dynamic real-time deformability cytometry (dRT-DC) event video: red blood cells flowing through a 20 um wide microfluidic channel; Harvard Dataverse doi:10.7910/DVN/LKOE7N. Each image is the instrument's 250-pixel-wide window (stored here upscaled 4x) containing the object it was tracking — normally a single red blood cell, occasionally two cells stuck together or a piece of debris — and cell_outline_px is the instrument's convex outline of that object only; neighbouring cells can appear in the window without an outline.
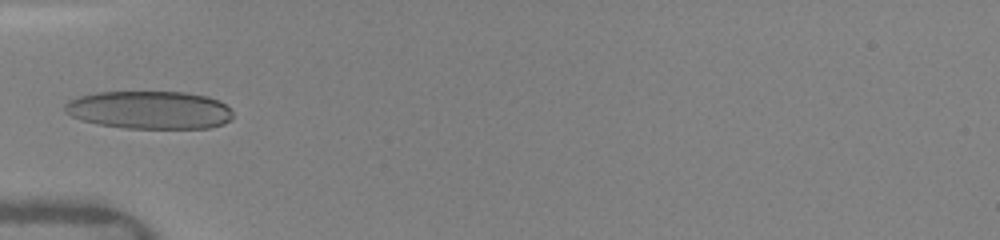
{"species": "human", "species_latin": "Homo sapiens", "temperature_condition": "warm", "stored_images_in_passage": 13, "camera_frame_rate_fps": 3000, "um_per_image_px": 0.085, "donor": {"sex": "female"}, "frame": {"image": 1, "passage_image": 11, "time_ms": 5.333, "image_size_px": [1000, 240], "cell_outline_px": [[232, 120], [224, 124], [208, 128], [128, 128], [100, 124], [80, 120], [64, 112], [64, 104], [68, 100], [80, 96], [96, 92], [184, 92], [208, 96], [224, 104], [232, 112]], "centroid_in_image_um": [12.69, 9.35], "position_along_channel_um": 72.3, "area_um2": 37.22}}
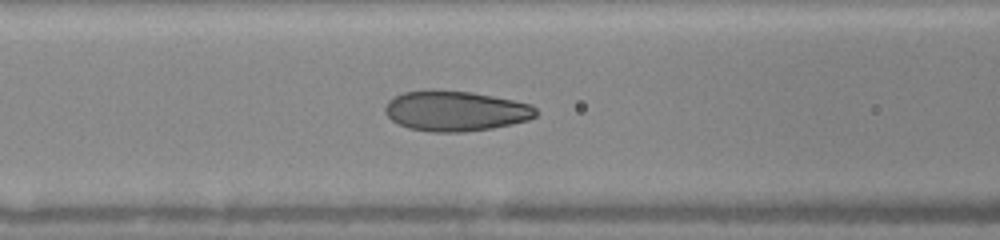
{"frame": {"image": 2, "passage_image": 13, "time_ms": 6.667, "image_size_px": [1000, 240], "cell_outline_px": [[540, 112], [536, 116], [528, 120], [512, 124], [492, 128], [464, 132], [432, 132], [408, 128], [392, 120], [384, 112], [384, 108], [388, 100], [404, 92], [428, 88], [472, 92], [532, 104]], "centroid_in_image_um": [38.72, 9.42], "position_along_channel_um": 127.9, "area_um2": 35.78}}